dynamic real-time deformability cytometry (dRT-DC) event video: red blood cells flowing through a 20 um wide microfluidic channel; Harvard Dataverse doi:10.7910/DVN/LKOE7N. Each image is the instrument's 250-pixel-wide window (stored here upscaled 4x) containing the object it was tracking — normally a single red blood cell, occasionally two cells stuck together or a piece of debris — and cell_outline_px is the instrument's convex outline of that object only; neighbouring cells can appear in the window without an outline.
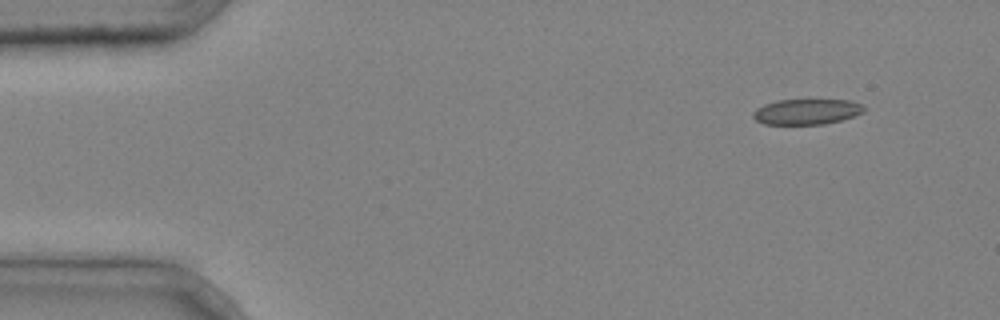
{"species": "common noctule bat (a hibernating species)", "species_latin": "Nyctalus noctula", "temperature_condition": "cold", "stored_images_in_passage": 3, "camera_frame_rate_fps": 3000, "um_per_image_px": 0.085, "animal": {"sex": "male", "body_mass_g": 20.4}, "frame": {"image": 1, "passage_image": 1, "time_ms": 0.0, "image_size_px": [1000, 320], "cell_outline_px": [[864, 112], [840, 120], [824, 124], [764, 124], [756, 120], [752, 116], [752, 112], [756, 108], [764, 104], [776, 100], [852, 100], [860, 104], [864, 108]], "centroid_in_image_um": [68.52, 9.49], "position_along_channel_um": 16.5, "area_um2": 16.42}}